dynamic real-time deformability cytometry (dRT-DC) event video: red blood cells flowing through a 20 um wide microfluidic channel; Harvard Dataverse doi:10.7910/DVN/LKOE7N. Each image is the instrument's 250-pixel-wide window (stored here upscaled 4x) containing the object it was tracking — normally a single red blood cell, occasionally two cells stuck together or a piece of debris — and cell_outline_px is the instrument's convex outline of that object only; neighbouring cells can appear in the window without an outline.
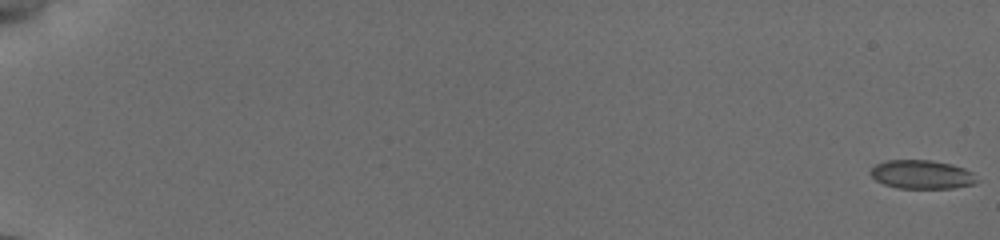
{"species": "common noctule bat (a hibernating species)", "species_latin": "Nyctalus noctula", "temperature_condition": "cold", "stored_images_in_passage": 109, "camera_frame_rate_fps": 3000, "um_per_image_px": 0.085, "animal": {"sex": "female", "body_mass_g": 19.5, "forearm_length_mm": 54.1}, "frame": {"image": 1, "passage_image": 1, "time_ms": 0.0, "image_size_px": [1000, 240], "cell_outline_px": [[980, 180], [976, 184], [952, 188], [896, 188], [884, 184], [876, 180], [868, 172], [876, 164], [884, 160], [928, 160], [952, 164], [964, 168], [972, 172]], "centroid_in_image_um": [78.37, 14.83], "position_along_channel_um": 6.6, "area_um2": 17.98}}
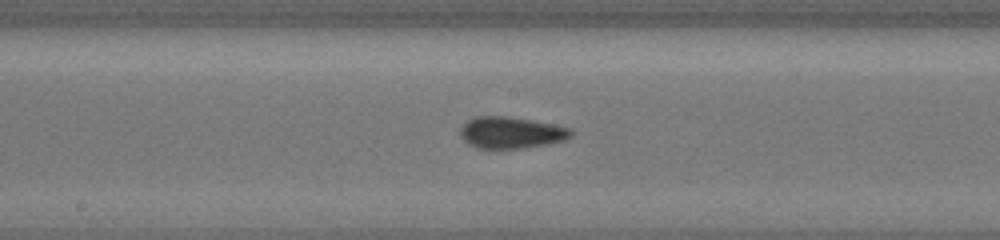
{"frame": {"image": 2, "passage_image": 61, "time_ms": 10.667, "image_size_px": [1000, 240], "cell_outline_px": [[572, 136], [564, 140], [548, 144], [524, 148], [476, 148], [468, 144], [460, 136], [460, 128], [468, 120], [476, 116], [504, 116], [532, 120], [572, 128]], "centroid_in_image_um": [43.44, 11.27], "position_along_channel_um": 204.8, "area_um2": 20.4}}
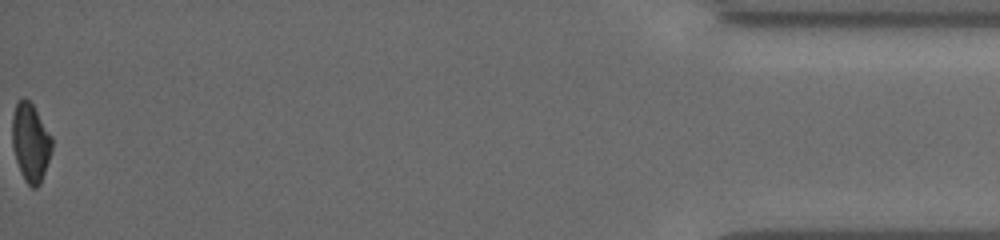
{"frame": {"image": 3, "passage_image": 107, "time_ms": 18.667, "image_size_px": [1000, 240], "cell_outline_px": [[52, 148], [40, 184], [36, 188], [32, 188], [24, 180], [20, 172], [16, 160], [12, 144], [12, 116], [16, 104], [24, 96], [32, 104], [52, 136]], "centroid_in_image_um": [2.58, 12.11], "position_along_channel_um": 432.6, "area_um2": 18.03}, "authors_computed_cell_mechanics": {"area_um2": 18.9584, "velocity_mm_per_s": 3.8559, "shape_relaxation_time_tau1_ms": null, "shape_relaxation_time_tau2_ms": 1.5891, "deformation_change_tau1": null, "deformation_change_tau2": 0.0587}}